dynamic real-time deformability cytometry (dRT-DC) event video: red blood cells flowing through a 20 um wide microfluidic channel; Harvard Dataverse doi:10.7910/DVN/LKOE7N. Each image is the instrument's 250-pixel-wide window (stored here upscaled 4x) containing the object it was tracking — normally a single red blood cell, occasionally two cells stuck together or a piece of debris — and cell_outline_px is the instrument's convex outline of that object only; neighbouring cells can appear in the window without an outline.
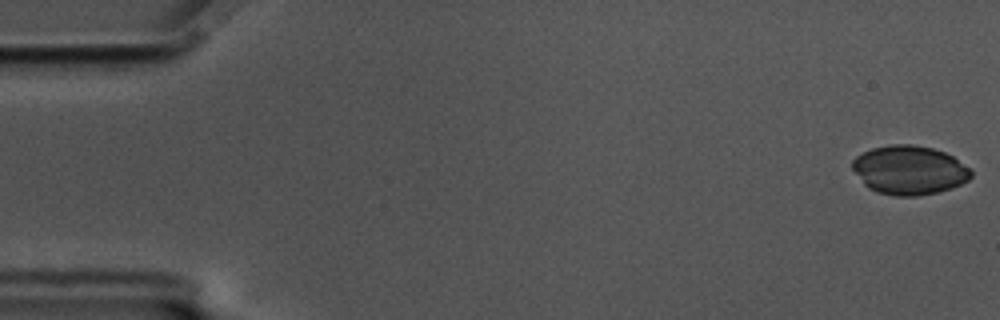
{"species": "common noctule bat (a hibernating species)", "species_latin": "Nyctalus noctula", "temperature_condition": "cold", "stored_images_in_passage": 57, "camera_frame_rate_fps": 3000, "um_per_image_px": 0.085, "animal": {"sex": "male", "body_mass_g": 17.5, "forearm_length_mm": 52.3}, "frame": {"image": 1, "passage_image": 1, "time_ms": 0.0, "image_size_px": [1000, 320], "cell_outline_px": [[972, 176], [968, 180], [952, 188], [936, 192], [916, 196], [896, 196], [876, 192], [868, 188], [864, 184], [852, 168], [852, 160], [856, 156], [872, 148], [888, 144], [912, 144], [932, 148], [944, 152], [952, 156], [972, 168]], "centroid_in_image_um": [77.3, 14.45], "position_along_channel_um": 7.7, "area_um2": 33.99}}